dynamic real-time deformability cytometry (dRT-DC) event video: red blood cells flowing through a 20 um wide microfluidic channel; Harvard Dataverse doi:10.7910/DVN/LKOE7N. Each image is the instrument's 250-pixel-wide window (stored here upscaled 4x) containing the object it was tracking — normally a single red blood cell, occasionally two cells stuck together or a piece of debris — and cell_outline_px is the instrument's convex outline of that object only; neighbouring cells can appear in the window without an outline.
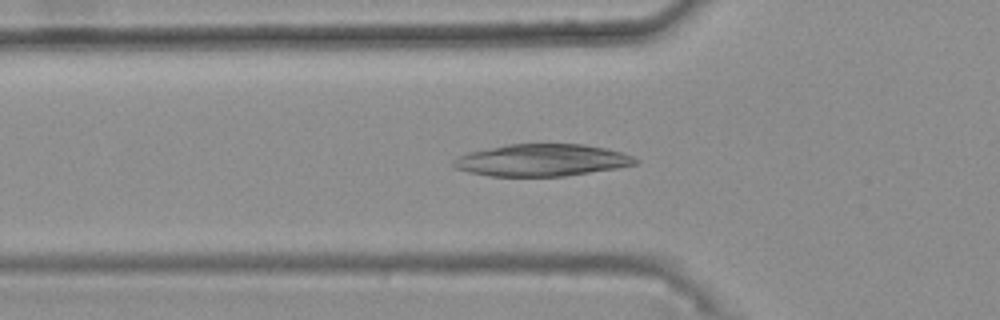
{"species": "common noctule bat (a hibernating species)", "species_latin": "Nyctalus noctula", "temperature_condition": "warm", "stored_images_in_passage": 46, "camera_frame_rate_fps": 3000, "um_per_image_px": 0.085, "animal": {"sex": "female", "body_mass_g": 25.1}, "frame": {"image": 1, "passage_image": 18, "time_ms": 5.667, "image_size_px": [1000, 320], "cell_outline_px": [[640, 160], [636, 164], [616, 168], [564, 176], [488, 176], [468, 172], [456, 168], [452, 164], [452, 160], [456, 156], [468, 152], [508, 144], [584, 144], [604, 148], [620, 152], [632, 156]], "centroid_in_image_um": [46.01, 13.61], "position_along_channel_um": 79.8, "area_um2": 33.93}}
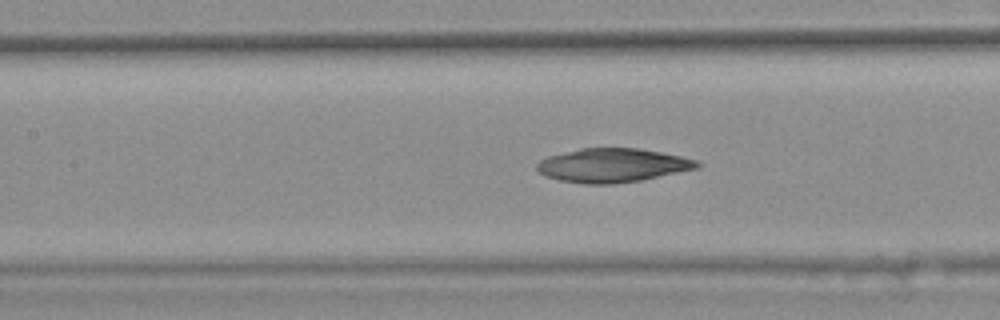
{"frame": {"image": 2, "passage_image": 24, "time_ms": 7.667, "image_size_px": [1000, 320], "cell_outline_px": [[700, 168], [640, 180], [612, 184], [584, 184], [560, 180], [544, 176], [536, 168], [536, 164], [540, 160], [548, 156], [580, 148], [636, 148], [660, 152], [680, 156], [696, 160], [700, 164]], "centroid_in_image_um": [52.04, 14.05], "position_along_channel_um": 155.4, "area_um2": 31.5}}
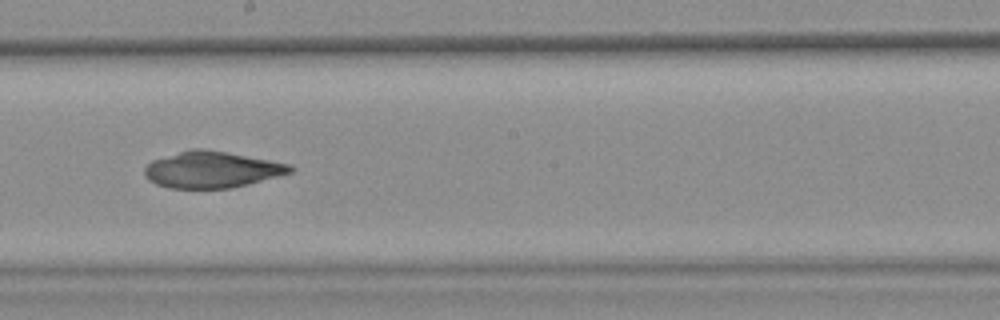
{"frame": {"image": 3, "passage_image": 30, "time_ms": 9.667, "image_size_px": [1000, 320], "cell_outline_px": [[296, 168], [292, 172], [248, 184], [232, 188], [168, 188], [156, 184], [148, 180], [144, 176], [144, 168], [152, 160], [192, 148], [204, 148], [292, 164]], "centroid_in_image_um": [18.0, 14.42], "position_along_channel_um": 230.2, "area_um2": 30.92}}